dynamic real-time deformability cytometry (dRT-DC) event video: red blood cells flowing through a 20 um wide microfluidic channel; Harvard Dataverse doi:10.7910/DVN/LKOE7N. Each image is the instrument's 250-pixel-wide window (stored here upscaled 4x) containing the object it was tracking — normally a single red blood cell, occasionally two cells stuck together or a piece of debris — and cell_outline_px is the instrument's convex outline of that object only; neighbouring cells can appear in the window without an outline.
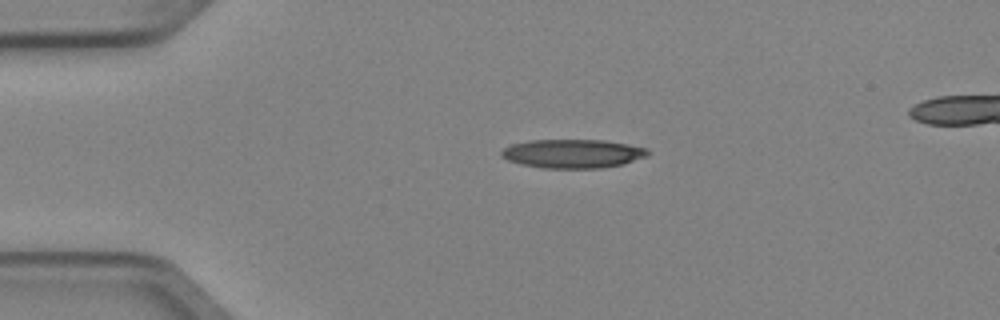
{"species": "Egyptian fruit bat (a non-hibernating species)", "species_latin": "Rousettus aegyptiacus", "temperature_condition": "cold", "stored_images_in_passage": 4, "camera_frame_rate_fps": 3000, "um_per_image_px": 0.085, "animal": {"sex": "female"}, "frame": {"image": 1, "passage_image": 4, "time_ms": 1.0, "image_size_px": [1000, 320], "cell_outline_px": [[648, 156], [624, 164], [604, 168], [540, 168], [520, 164], [508, 160], [500, 156], [500, 152], [504, 148], [512, 144], [528, 140], [604, 140], [628, 144], [648, 148]], "centroid_in_image_um": [48.68, 13.06], "position_along_channel_um": 36.3, "area_um2": 24.8}}